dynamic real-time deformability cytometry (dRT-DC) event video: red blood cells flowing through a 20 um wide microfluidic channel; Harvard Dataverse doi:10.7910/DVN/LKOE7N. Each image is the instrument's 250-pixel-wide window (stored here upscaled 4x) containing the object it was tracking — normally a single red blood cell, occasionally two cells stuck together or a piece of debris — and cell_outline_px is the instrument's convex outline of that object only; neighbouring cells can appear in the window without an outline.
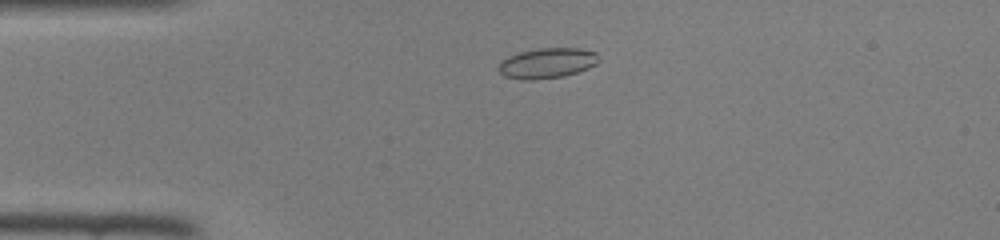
{"species": "common noctule bat (a hibernating species)", "species_latin": "Nyctalus noctula", "temperature_condition": "room temperature", "stored_images_in_passage": 43, "camera_frame_rate_fps": 3000, "um_per_image_px": 0.085, "animal": {"sex": "female", "body_mass_g": 22.0, "forearm_length_mm": 56.7}, "frame": {"image": 1, "passage_image": 7, "time_ms": 2.0, "image_size_px": [1000, 240], "cell_outline_px": [[600, 60], [596, 64], [588, 68], [564, 76], [524, 80], [504, 76], [496, 68], [500, 60], [508, 56], [520, 52], [540, 48], [580, 48], [596, 52]], "centroid_in_image_um": [46.48, 5.35], "position_along_channel_um": 38.5, "area_um2": 17.69}}
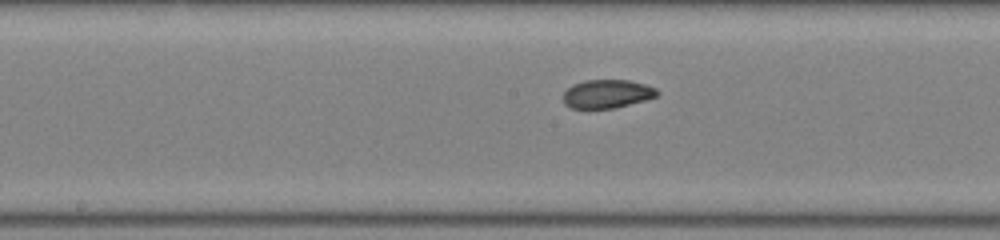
{"frame": {"image": 2, "passage_image": 20, "time_ms": 6.333, "image_size_px": [1000, 240], "cell_outline_px": [[660, 92], [656, 96], [648, 100], [616, 108], [572, 108], [564, 104], [564, 92], [572, 84], [584, 80], [628, 80], [644, 84], [656, 88]], "centroid_in_image_um": [51.63, 7.98], "position_along_channel_um": 196.6, "area_um2": 15.72}}
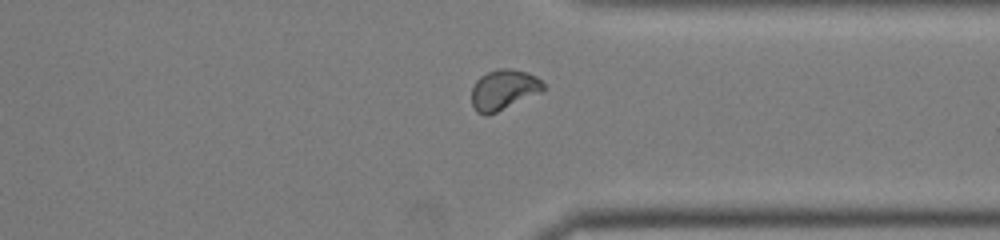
{"frame": {"image": 3, "passage_image": 32, "time_ms": 10.333, "image_size_px": [1000, 240], "cell_outline_px": [[544, 92], [488, 116], [484, 116], [476, 112], [472, 104], [472, 88], [476, 80], [480, 76], [488, 72], [500, 68], [508, 68], [528, 72], [536, 76], [544, 84]], "centroid_in_image_um": [42.82, 7.65], "position_along_channel_um": 368.6, "area_um2": 17.17}}